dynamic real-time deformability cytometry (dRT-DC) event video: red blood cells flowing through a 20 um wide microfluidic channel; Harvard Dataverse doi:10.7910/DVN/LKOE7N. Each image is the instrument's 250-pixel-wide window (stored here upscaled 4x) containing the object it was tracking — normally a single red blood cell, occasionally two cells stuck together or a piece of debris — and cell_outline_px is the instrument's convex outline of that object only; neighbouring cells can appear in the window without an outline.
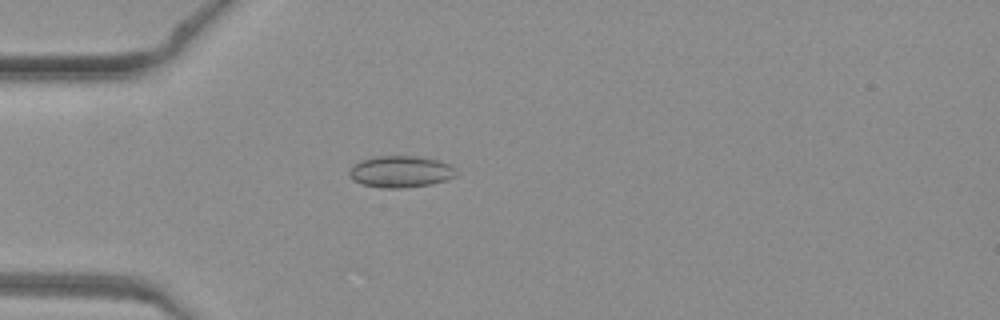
{"species": "common noctule bat (a hibernating species)", "species_latin": "Nyctalus noctula", "temperature_condition": "warm", "stored_images_in_passage": 34, "camera_frame_rate_fps": 3000, "um_per_image_px": 0.085, "animal": {"sex": "female", "body_mass_g": 19.3, "forearm_length_mm": 54.1}, "frame": {"image": 1, "passage_image": 2, "time_ms": 0.333, "image_size_px": [1000, 320], "cell_outline_px": [[456, 176], [448, 180], [432, 184], [404, 188], [380, 188], [360, 184], [352, 180], [348, 176], [348, 172], [352, 164], [360, 160], [376, 156], [416, 156], [440, 160], [452, 164]], "centroid_in_image_um": [34.02, 14.59], "position_along_channel_um": 51.0, "area_um2": 20.17}}
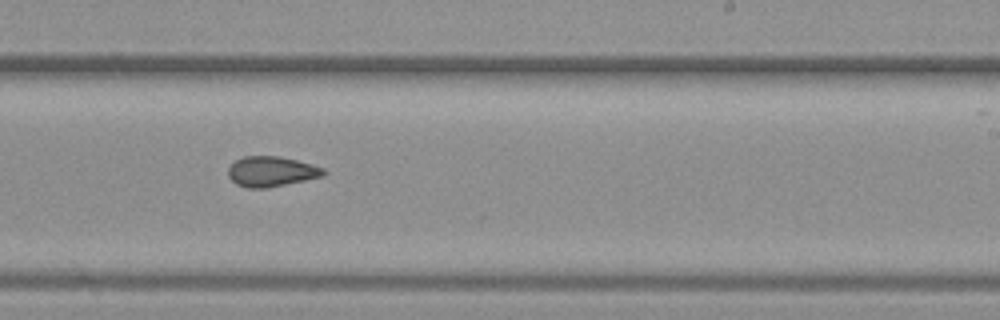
{"frame": {"image": 2, "passage_image": 17, "time_ms": 5.333, "image_size_px": [1000, 320], "cell_outline_px": [[324, 176], [268, 188], [248, 188], [236, 184], [228, 176], [228, 168], [236, 160], [244, 156], [280, 156], [312, 164], [324, 168]], "centroid_in_image_um": [23.06, 14.58], "position_along_channel_um": 265.9, "area_um2": 16.76}}
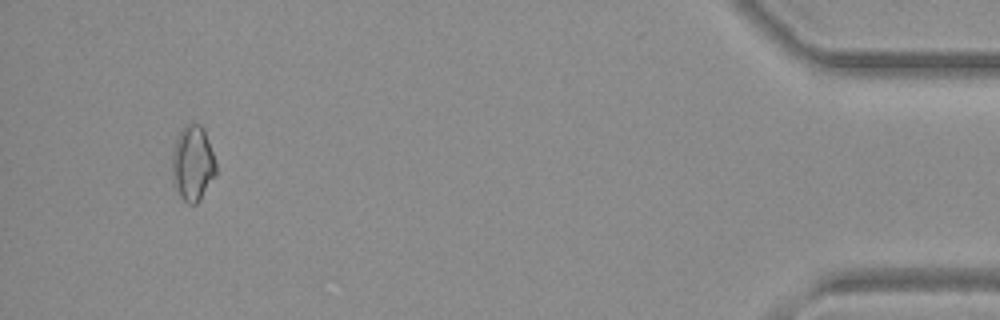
{"frame": {"image": 3, "passage_image": 32, "time_ms": 10.333, "image_size_px": [1000, 320], "cell_outline_px": [[216, 176], [200, 200], [196, 204], [188, 204], [180, 196], [172, 184], [172, 152], [176, 140], [184, 124], [200, 124], [204, 128], [216, 164]], "centroid_in_image_um": [16.37, 13.91], "position_along_channel_um": 418.8, "area_um2": 19.42}}